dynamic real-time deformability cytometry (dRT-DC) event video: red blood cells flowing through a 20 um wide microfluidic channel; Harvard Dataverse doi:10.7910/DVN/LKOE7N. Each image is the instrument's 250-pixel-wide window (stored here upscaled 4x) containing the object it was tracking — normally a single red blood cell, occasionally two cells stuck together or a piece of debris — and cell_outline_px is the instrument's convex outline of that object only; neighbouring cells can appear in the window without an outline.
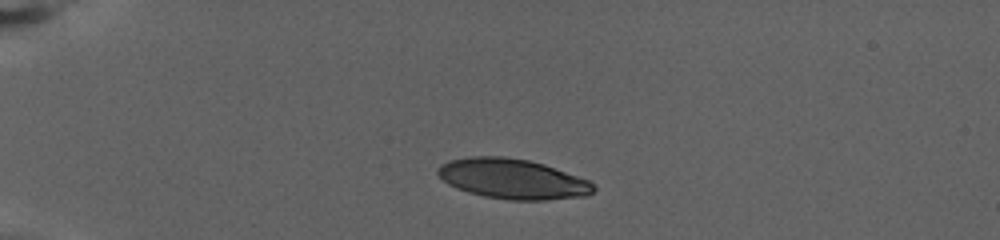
{"species": "human", "species_latin": "Homo sapiens", "temperature_condition": "warm", "stored_images_in_passage": 57, "camera_frame_rate_fps": 3000, "um_per_image_px": 0.085, "donor": {"sex": "female"}, "frame": {"image": 1, "passage_image": 1, "time_ms": 0.0, "image_size_px": [1000, 240], "cell_outline_px": [[596, 188], [588, 196], [548, 200], [508, 200], [484, 196], [468, 192], [456, 188], [448, 184], [436, 172], [436, 168], [440, 164], [448, 160], [468, 156], [504, 156], [528, 160], [544, 164], [588, 180], [596, 184]], "centroid_in_image_um": [43.56, 15.2], "position_along_channel_um": 41.4, "area_um2": 36.65}}
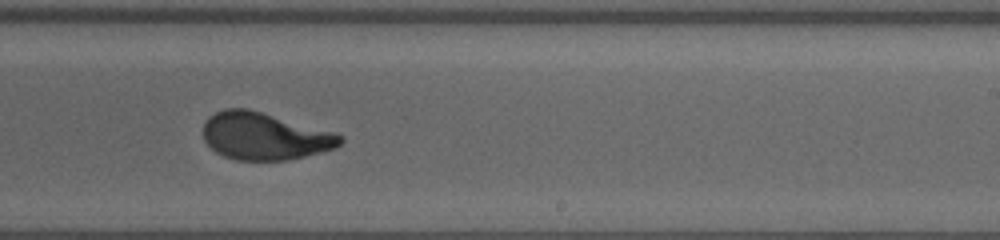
{"frame": {"image": 2, "passage_image": 31, "time_ms": 10.0, "image_size_px": [1000, 240], "cell_outline_px": [[344, 140], [336, 148], [288, 160], [236, 160], [224, 156], [216, 152], [204, 140], [204, 120], [208, 116], [224, 108], [248, 108], [336, 132]], "centroid_in_image_um": [22.48, 11.56], "position_along_channel_um": 266.5, "area_um2": 37.86}}
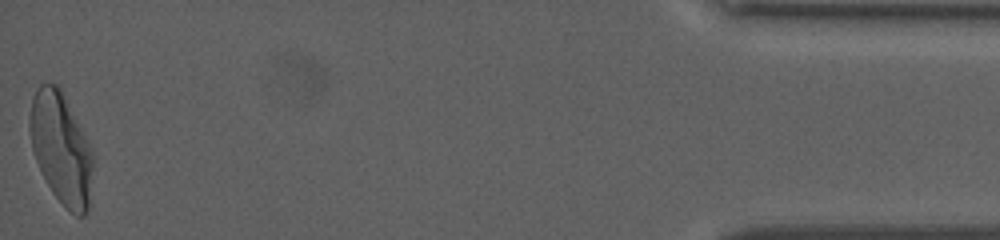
{"frame": {"image": 3, "passage_image": 57, "time_ms": 18.667, "image_size_px": [1000, 240], "cell_outline_px": [[96, 160], [88, 212], [84, 216], [76, 216], [52, 192], [36, 160], [32, 148], [28, 128], [28, 120], [32, 96], [36, 88], [40, 84], [56, 84], [60, 88], [92, 148]], "centroid_in_image_um": [5.23, 12.62], "position_along_channel_um": 430.0, "area_um2": 41.38}, "authors_computed_cell_mechanics": {"area_um2": 37.859, "velocity_mm_per_s": 2.8077, "shape_relaxation_time_tau1_ms": 7.4269, "shape_relaxation_time_tau2_ms": null, "deformation_change_tau1": 0.2526, "deformation_change_tau2": null}}